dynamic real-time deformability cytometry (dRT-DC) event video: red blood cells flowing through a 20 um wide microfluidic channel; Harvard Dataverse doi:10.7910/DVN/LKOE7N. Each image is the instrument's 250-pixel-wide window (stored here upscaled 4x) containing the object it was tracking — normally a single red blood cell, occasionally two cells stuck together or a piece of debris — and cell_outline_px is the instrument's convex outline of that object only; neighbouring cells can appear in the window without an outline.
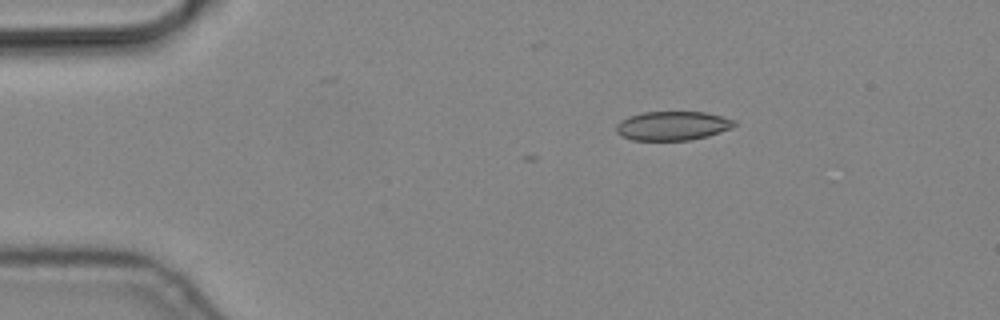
{"species": "common noctule bat (a hibernating species)", "species_latin": "Nyctalus noctula", "temperature_condition": "cold", "stored_images_in_passage": 4, "camera_frame_rate_fps": 3000, "um_per_image_px": 0.085, "animal": {"sex": "male", "body_mass_g": 19.2, "forearm_length_mm": 51.8}, "frame": {"image": 1, "passage_image": 2, "time_ms": 0.333, "image_size_px": [1000, 320], "cell_outline_px": [[736, 124], [732, 128], [708, 136], [688, 140], [632, 140], [620, 136], [616, 132], [616, 124], [620, 120], [628, 116], [644, 112], [704, 112], [736, 120]], "centroid_in_image_um": [57.14, 10.69], "position_along_channel_um": 27.9, "area_um2": 20.06}}